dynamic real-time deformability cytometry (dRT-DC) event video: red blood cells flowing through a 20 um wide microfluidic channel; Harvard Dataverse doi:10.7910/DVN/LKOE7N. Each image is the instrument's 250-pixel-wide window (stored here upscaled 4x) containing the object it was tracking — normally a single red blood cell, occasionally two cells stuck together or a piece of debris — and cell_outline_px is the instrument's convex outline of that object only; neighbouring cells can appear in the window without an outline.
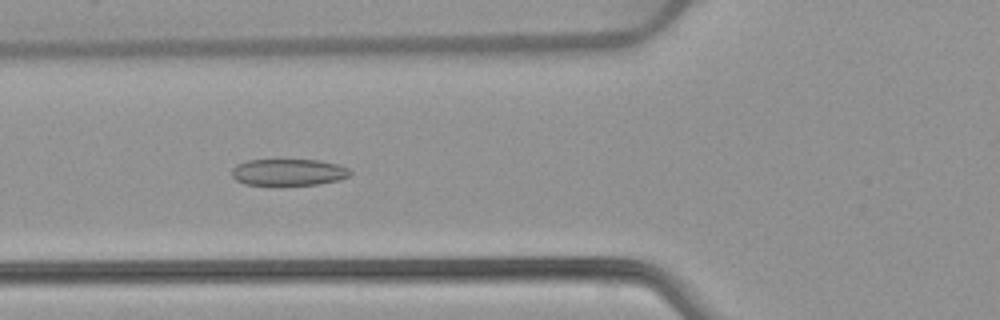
{"species": "common noctule bat (a hibernating species)", "species_latin": "Nyctalus noctula", "temperature_condition": "warm", "stored_images_in_passage": 53, "camera_frame_rate_fps": 3000, "um_per_image_px": 0.085, "animal": {"sex": "female", "body_mass_g": 22.7, "forearm_length_mm": 54.2}, "frame": {"image": 1, "passage_image": 20, "time_ms": 6.333, "image_size_px": [1000, 320], "cell_outline_px": [[352, 172], [348, 176], [340, 180], [316, 184], [280, 188], [272, 188], [244, 184], [236, 180], [232, 176], [232, 168], [236, 164], [248, 160], [320, 160], [340, 164], [348, 168]], "centroid_in_image_um": [24.49, 14.69], "position_along_channel_um": 101.3, "area_um2": 19.42}}
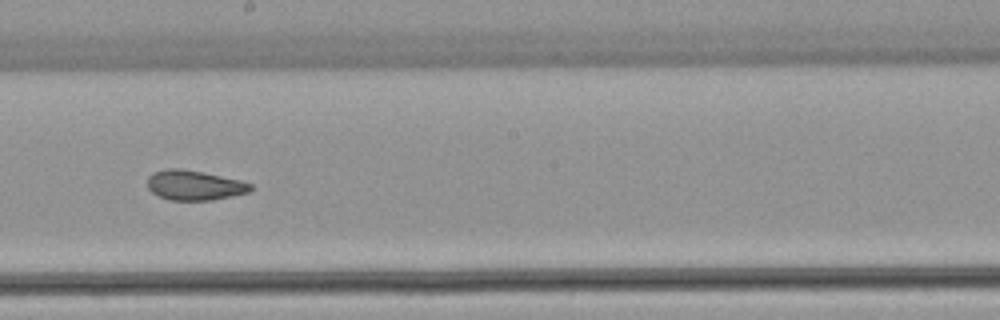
{"frame": {"image": 2, "passage_image": 30, "time_ms": 9.667, "image_size_px": [1000, 320], "cell_outline_px": [[252, 188], [248, 192], [232, 196], [212, 200], [168, 200], [152, 192], [148, 188], [148, 176], [152, 172], [168, 168], [180, 168], [204, 172], [240, 180], [252, 184]], "centroid_in_image_um": [16.51, 15.74], "position_along_channel_um": 231.7, "area_um2": 17.98}}
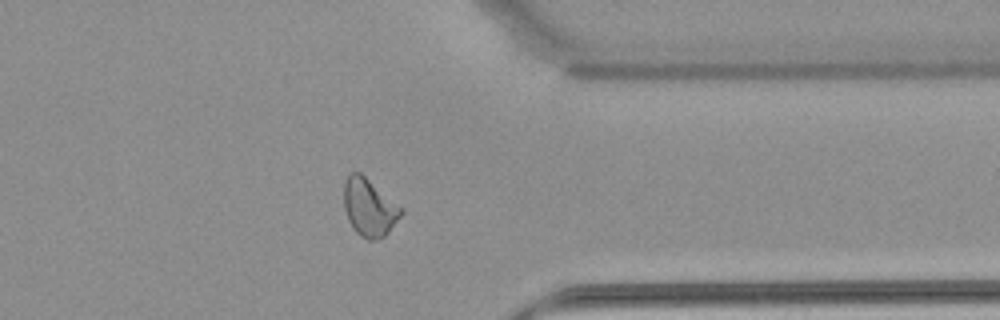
{"frame": {"image": 3, "passage_image": 42, "time_ms": 13.667, "image_size_px": [1000, 320], "cell_outline_px": [[404, 212], [388, 232], [384, 236], [372, 240], [368, 240], [360, 236], [352, 228], [348, 220], [344, 208], [344, 180], [352, 172], [360, 172], [404, 208]], "centroid_in_image_um": [31.39, 17.63], "position_along_channel_um": 380.0, "area_um2": 19.31}, "authors_computed_cell_mechanics": {"area_um2": 19.5942, "velocity_mm_per_s": 3.9115, "shape_relaxation_time_tau1_ms": null, "shape_relaxation_time_tau2_ms": 1.8813, "deformation_change_tau1": null, "deformation_change_tau2": 0.0771}}